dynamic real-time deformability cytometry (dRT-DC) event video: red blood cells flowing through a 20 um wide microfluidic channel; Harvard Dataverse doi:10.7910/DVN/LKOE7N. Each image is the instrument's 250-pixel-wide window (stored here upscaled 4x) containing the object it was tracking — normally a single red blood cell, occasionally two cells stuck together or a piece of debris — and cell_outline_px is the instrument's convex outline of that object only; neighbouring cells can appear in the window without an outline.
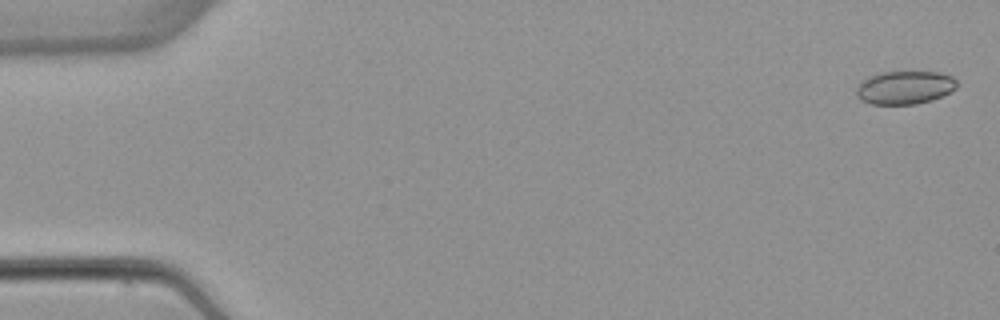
{"species": "common noctule bat (a hibernating species)", "species_latin": "Nyctalus noctula", "temperature_condition": "warm", "stored_images_in_passage": 6, "camera_frame_rate_fps": 3000, "um_per_image_px": 0.085, "animal": {"sex": "female", "body_mass_g": 22.7, "forearm_length_mm": 54.2}, "frame": {"image": 1, "passage_image": 1, "time_ms": 0.0, "image_size_px": [1000, 320], "cell_outline_px": [[956, 88], [932, 100], [916, 104], [872, 104], [860, 100], [856, 96], [856, 88], [860, 80], [868, 76], [880, 72], [940, 72], [952, 76], [956, 80]], "centroid_in_image_um": [76.85, 7.43], "position_along_channel_um": 8.2, "area_um2": 19.59}}
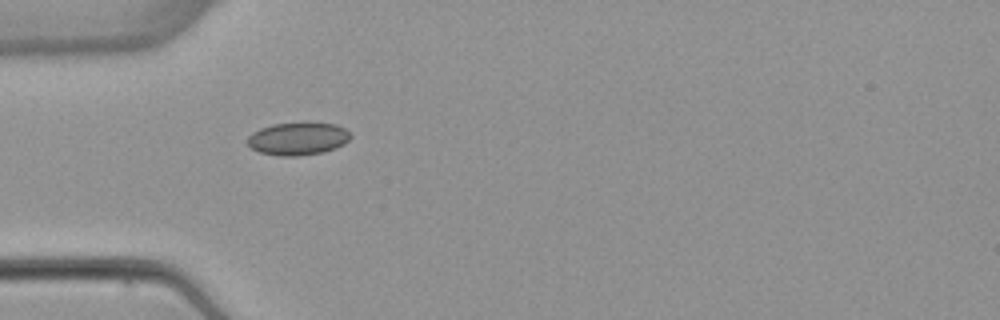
{"frame": {"image": 2, "passage_image": 5, "time_ms": 5.0, "image_size_px": [1000, 320], "cell_outline_px": [[352, 136], [344, 144], [336, 148], [324, 152], [296, 156], [280, 156], [260, 152], [252, 148], [248, 144], [248, 136], [252, 132], [260, 128], [272, 124], [304, 120], [308, 120], [336, 124], [344, 128]], "centroid_in_image_um": [25.35, 11.74], "position_along_channel_um": 59.7, "area_um2": 20.29}}
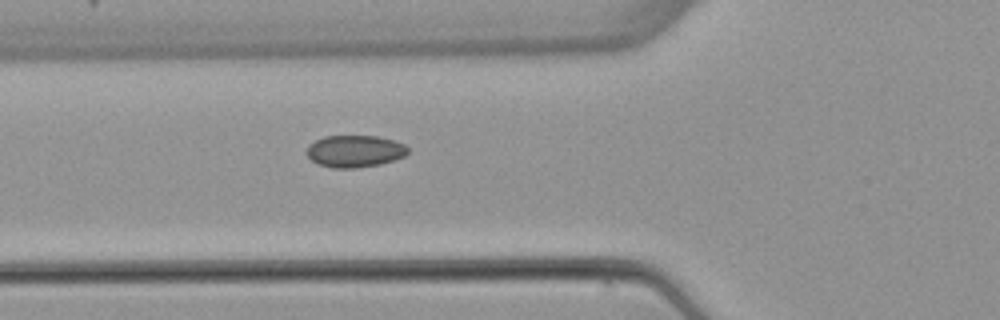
{"frame": {"image": 3, "passage_image": 6, "time_ms": 6.0, "image_size_px": [1000, 320], "cell_outline_px": [[408, 152], [404, 156], [380, 164], [356, 168], [332, 168], [316, 164], [304, 152], [308, 144], [324, 136], [376, 136], [392, 140], [404, 144], [408, 148]], "centroid_in_image_um": [30.1, 12.86], "position_along_channel_um": 95.7, "area_um2": 18.96}}